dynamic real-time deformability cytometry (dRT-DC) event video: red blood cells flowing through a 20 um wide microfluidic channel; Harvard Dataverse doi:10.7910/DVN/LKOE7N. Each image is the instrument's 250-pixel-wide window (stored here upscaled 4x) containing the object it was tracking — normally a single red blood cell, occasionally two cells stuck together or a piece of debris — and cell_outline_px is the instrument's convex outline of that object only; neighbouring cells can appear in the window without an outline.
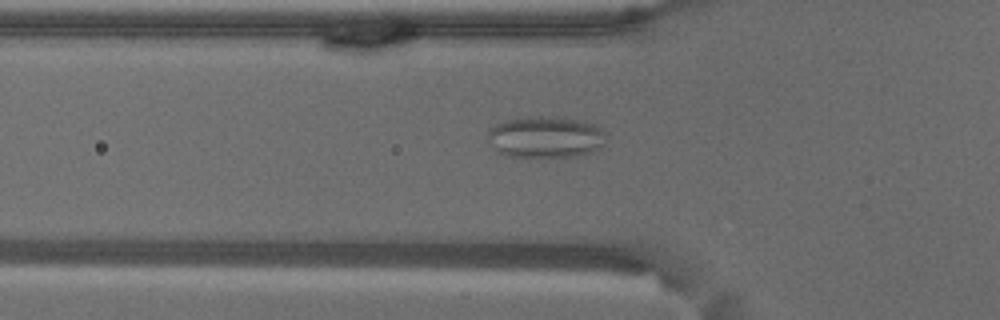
{"species": "common noctule bat (a hibernating species)", "species_latin": "Nyctalus noctula", "temperature_condition": "warm", "stored_images_in_passage": 53, "camera_frame_rate_fps": 3000, "um_per_image_px": 0.085, "animal": {"sex": "male", "body_mass_g": 18.8}, "frame": {"image": 1, "passage_image": 15, "time_ms": 4.667, "image_size_px": [1000, 320], "cell_outline_px": [[604, 144], [600, 148], [592, 152], [580, 156], [508, 156], [496, 152], [488, 140], [488, 132], [496, 124], [504, 120], [524, 116], [564, 116], [584, 120], [596, 124], [604, 132]], "centroid_in_image_um": [46.39, 11.62], "position_along_channel_um": 79.4, "area_um2": 29.13}}
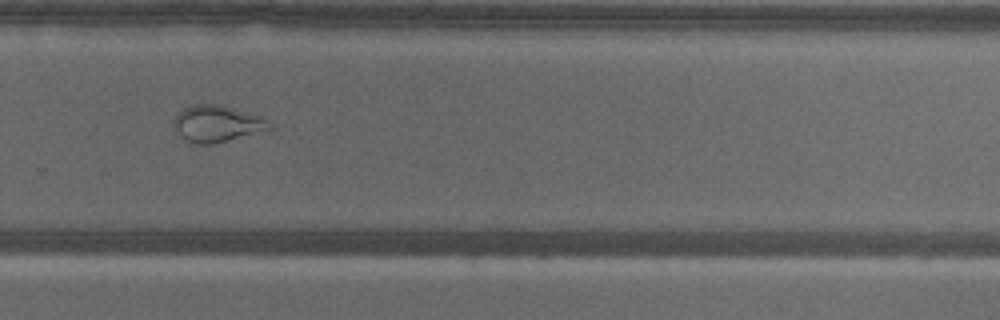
{"frame": {"image": 2, "passage_image": 35, "time_ms": 11.333, "image_size_px": [1000, 320], "cell_outline_px": [[272, 128], [268, 132], [212, 144], [196, 144], [180, 136], [176, 128], [176, 116], [184, 108], [192, 104], [220, 104], [260, 116]], "centroid_in_image_um": [18.51, 10.53], "position_along_channel_um": 311.3, "area_um2": 20.23}}
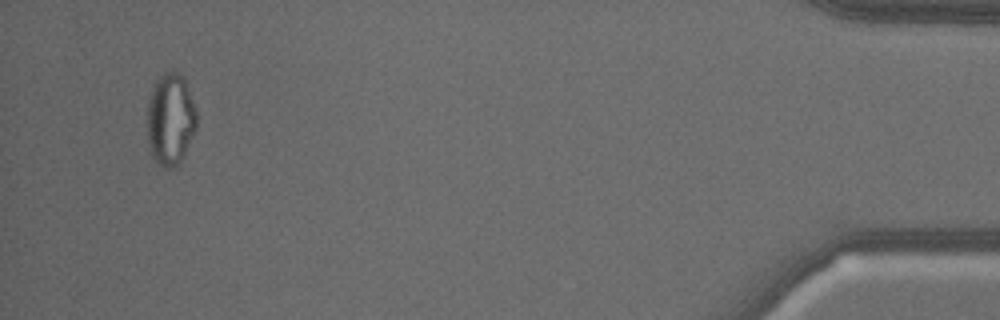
{"frame": {"image": 3, "passage_image": 51, "time_ms": 16.667, "image_size_px": [1000, 320], "cell_outline_px": [[196, 128], [184, 156], [172, 168], [164, 168], [152, 156], [148, 144], [148, 100], [152, 88], [156, 80], [164, 72], [172, 68], [184, 76], [196, 108]], "centroid_in_image_um": [14.5, 10.08], "position_along_channel_um": 420.7, "area_um2": 26.65}, "authors_computed_cell_mechanics": {"area_um2": 24.7384, "velocity_mm_per_s": 3.4686, "shape_relaxation_time_tau1_ms": null, "shape_relaxation_time_tau2_ms": 1.1733, "deformation_change_tau1": null, "deformation_change_tau2": 0.0712}}